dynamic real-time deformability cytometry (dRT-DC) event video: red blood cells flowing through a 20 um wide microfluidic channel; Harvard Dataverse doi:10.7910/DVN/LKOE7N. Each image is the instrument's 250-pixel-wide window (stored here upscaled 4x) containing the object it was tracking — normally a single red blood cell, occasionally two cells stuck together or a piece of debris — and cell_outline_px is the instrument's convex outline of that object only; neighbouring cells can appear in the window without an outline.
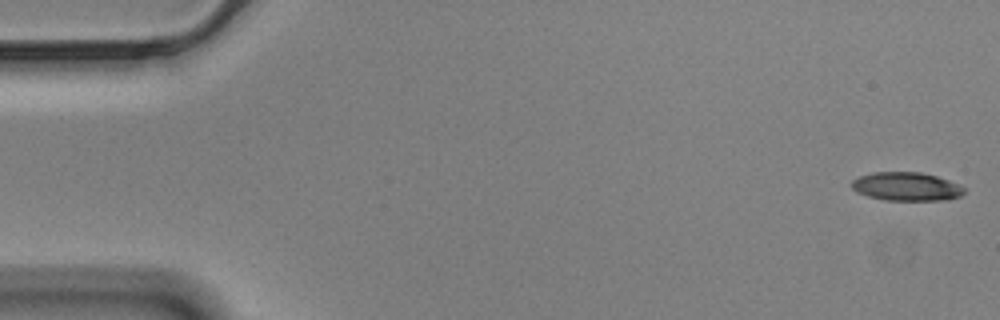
{"species": "Egyptian fruit bat (a non-hibernating species)", "species_latin": "Rousettus aegyptiacus", "temperature_condition": "cold", "stored_images_in_passage": 57, "camera_frame_rate_fps": 3000, "um_per_image_px": 0.085, "animal": {"sex": "male"}, "frame": {"image": 1, "passage_image": 1, "time_ms": 0.0, "image_size_px": [1000, 320], "cell_outline_px": [[964, 192], [960, 196], [948, 200], [884, 200], [868, 196], [856, 192], [852, 188], [852, 180], [860, 176], [872, 172], [920, 172], [936, 176], [948, 180], [964, 188]], "centroid_in_image_um": [77.02, 15.86], "position_along_channel_um": 8.0, "area_um2": 18.61}}
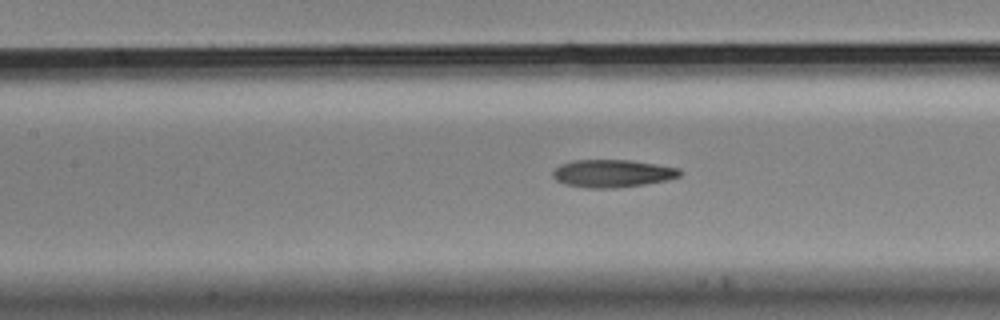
{"frame": {"image": 2, "passage_image": 25, "time_ms": 8.0, "image_size_px": [1000, 320], "cell_outline_px": [[684, 172], [680, 176], [668, 180], [644, 184], [616, 188], [588, 188], [564, 184], [556, 180], [552, 176], [552, 172], [560, 164], [572, 160], [632, 160], [680, 168]], "centroid_in_image_um": [52.07, 14.74], "position_along_channel_um": 155.3, "area_um2": 20.69}}
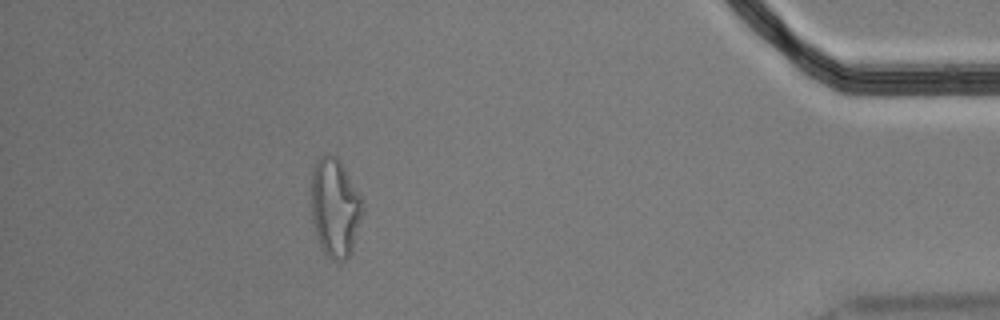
{"frame": {"image": 3, "passage_image": 51, "time_ms": 16.667, "image_size_px": [1000, 320], "cell_outline_px": [[360, 216], [352, 252], [344, 260], [332, 260], [324, 252], [316, 236], [312, 220], [312, 172], [316, 160], [324, 152], [328, 152], [336, 156], [360, 196]], "centroid_in_image_um": [28.42, 17.63], "position_along_channel_um": 406.8, "area_um2": 28.73}, "authors_computed_cell_mechanics": {"area_um2": 20.5768, "velocity_mm_per_s": 3.4909, "shape_relaxation_time_tau1_ms": null, "shape_relaxation_time_tau2_ms": 2.7503, "deformation_change_tau1": null, "deformation_change_tau2": 0.111}}